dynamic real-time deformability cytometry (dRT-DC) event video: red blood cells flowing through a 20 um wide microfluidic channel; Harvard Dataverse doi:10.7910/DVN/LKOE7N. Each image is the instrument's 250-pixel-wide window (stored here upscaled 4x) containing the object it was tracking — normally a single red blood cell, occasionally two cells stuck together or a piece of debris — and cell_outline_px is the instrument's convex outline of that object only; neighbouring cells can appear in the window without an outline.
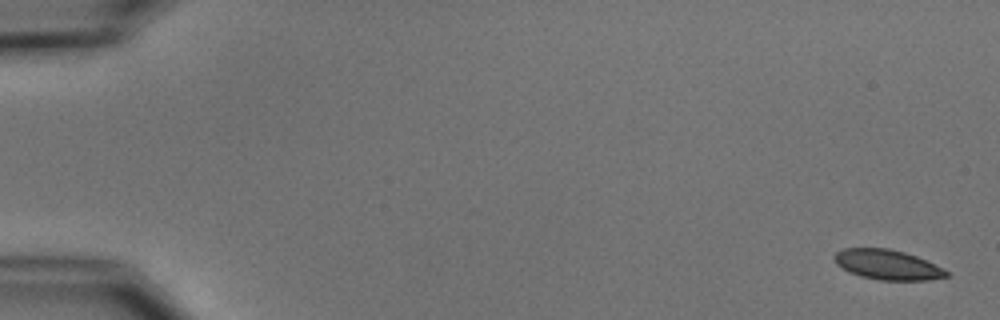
{"species": "common noctule bat (a hibernating species)", "species_latin": "Nyctalus noctula", "temperature_condition": "cold", "stored_images_in_passage": 15, "camera_frame_rate_fps": 3000, "um_per_image_px": 0.085, "animal": {"sex": "male", "body_mass_g": 15.6}, "frame": {"image": 1, "passage_image": 1, "time_ms": 0.0, "image_size_px": [1000, 320], "cell_outline_px": [[948, 276], [928, 280], [880, 280], [860, 276], [848, 272], [836, 264], [832, 256], [836, 252], [844, 248], [888, 248], [904, 252], [916, 256], [948, 272]], "centroid_in_image_um": [75.35, 22.49], "position_along_channel_um": 9.6, "area_um2": 19.36}}
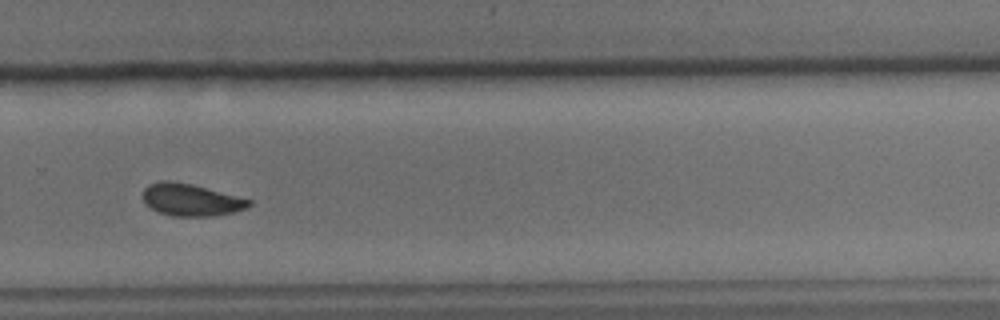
{"frame": {"image": 2, "passage_image": 11, "time_ms": 12.333, "image_size_px": [1000, 320], "cell_outline_px": [[252, 204], [248, 208], [232, 212], [212, 216], [172, 216], [160, 212], [144, 204], [144, 188], [148, 184], [160, 180], [168, 180], [192, 184], [252, 200]], "centroid_in_image_um": [16.23, 16.98], "position_along_channel_um": 313.6, "area_um2": 19.83}}
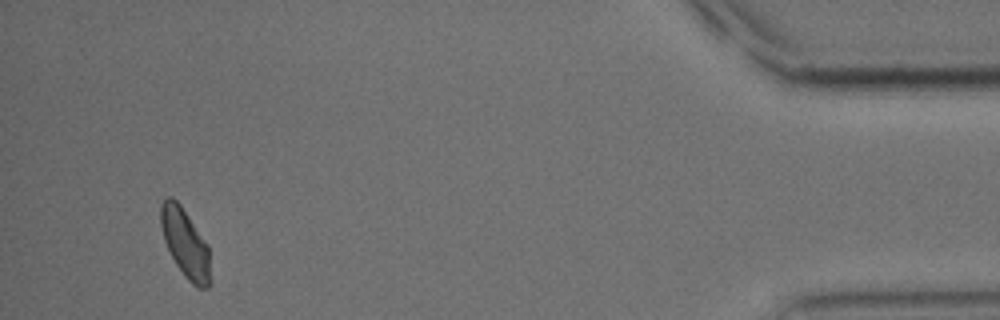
{"frame": {"image": 3, "passage_image": 14, "time_ms": 17.0, "image_size_px": [1000, 320], "cell_outline_px": [[212, 284], [208, 288], [196, 288], [188, 280], [176, 264], [164, 240], [160, 224], [160, 204], [168, 196], [172, 196], [180, 204], [208, 244], [212, 280]], "centroid_in_image_um": [15.78, 20.71], "position_along_channel_um": 419.4, "area_um2": 20.11}, "authors_computed_cell_mechanics": {"area_um2": 20.23, "velocity_mm_per_s": 3.6973, "shape_relaxation_time_tau1_ms": 3.6014, "shape_relaxation_time_tau2_ms": null, "deformation_change_tau1": 0.0883, "deformation_change_tau2": null}}